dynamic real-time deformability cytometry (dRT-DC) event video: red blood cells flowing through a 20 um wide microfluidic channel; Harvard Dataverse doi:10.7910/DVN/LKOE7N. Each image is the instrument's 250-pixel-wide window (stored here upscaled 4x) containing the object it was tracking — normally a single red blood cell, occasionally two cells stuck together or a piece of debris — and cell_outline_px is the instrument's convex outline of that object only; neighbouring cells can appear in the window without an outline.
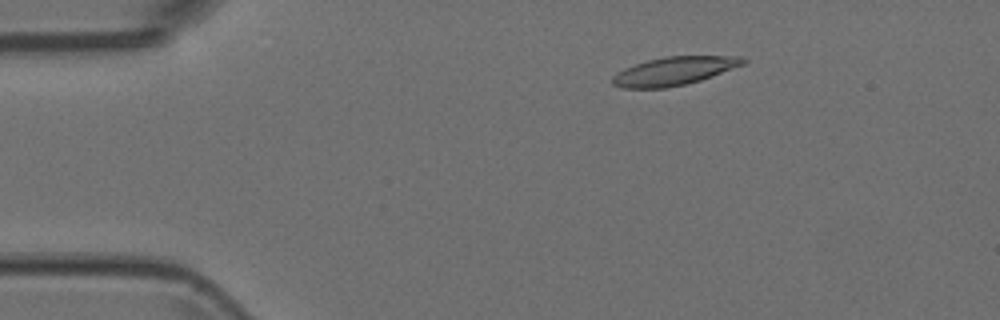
{"species": "Egyptian fruit bat (a non-hibernating species)", "species_latin": "Rousettus aegyptiacus", "temperature_condition": "room temperature", "stored_images_in_passage": 2, "camera_frame_rate_fps": 3000, "um_per_image_px": 0.085, "animal": {"sex": "female"}, "frame": {"image": 1, "passage_image": 1, "time_ms": 0.0, "image_size_px": [1000, 320], "cell_outline_px": [[748, 60], [744, 64], [712, 76], [700, 80], [684, 84], [664, 88], [620, 88], [612, 84], [612, 76], [616, 72], [624, 68], [648, 60], [664, 56], [744, 56]], "centroid_in_image_um": [57.28, 6.03], "position_along_channel_um": 27.7, "area_um2": 21.56}}